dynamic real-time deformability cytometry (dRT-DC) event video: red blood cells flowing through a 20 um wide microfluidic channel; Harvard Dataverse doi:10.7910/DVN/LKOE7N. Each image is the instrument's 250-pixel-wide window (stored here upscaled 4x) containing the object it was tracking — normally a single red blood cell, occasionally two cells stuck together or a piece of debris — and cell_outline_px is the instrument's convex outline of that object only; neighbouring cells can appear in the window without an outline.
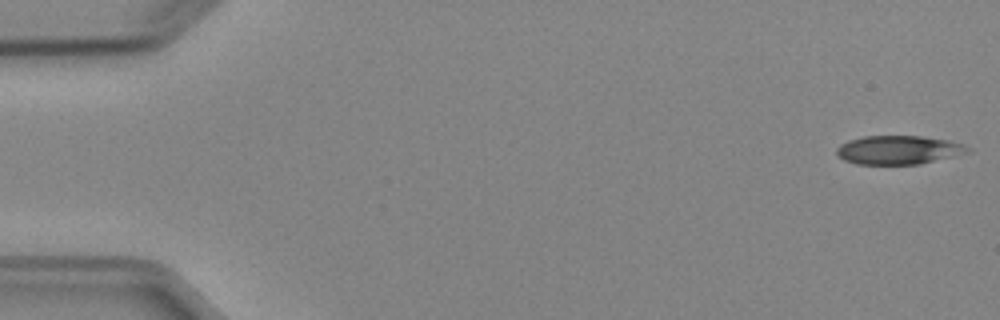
{"species": "Egyptian fruit bat (a non-hibernating species)", "species_latin": "Rousettus aegyptiacus", "temperature_condition": "cold", "stored_images_in_passage": 51, "camera_frame_rate_fps": 3000, "um_per_image_px": 0.085, "animal": {"sex": "female"}, "frame": {"image": 1, "passage_image": 1, "time_ms": 0.0, "image_size_px": [1000, 320], "cell_outline_px": [[972, 152], [920, 164], [856, 164], [844, 160], [836, 156], [836, 148], [840, 144], [848, 140], [864, 136], [924, 136], [948, 140], [964, 144], [972, 148]], "centroid_in_image_um": [76.39, 12.74], "position_along_channel_um": 8.6, "area_um2": 22.25}}
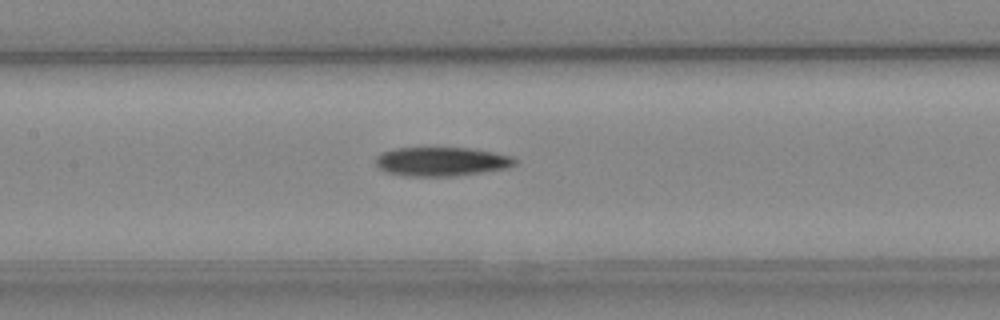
{"frame": {"image": 2, "passage_image": 24, "time_ms": 7.667, "image_size_px": [1000, 320], "cell_outline_px": [[520, 160], [516, 164], [508, 168], [452, 176], [412, 176], [388, 172], [380, 168], [376, 164], [376, 156], [380, 152], [396, 148], [472, 148], [512, 156]], "centroid_in_image_um": [37.56, 13.72], "position_along_channel_um": 169.8, "area_um2": 23.41}}
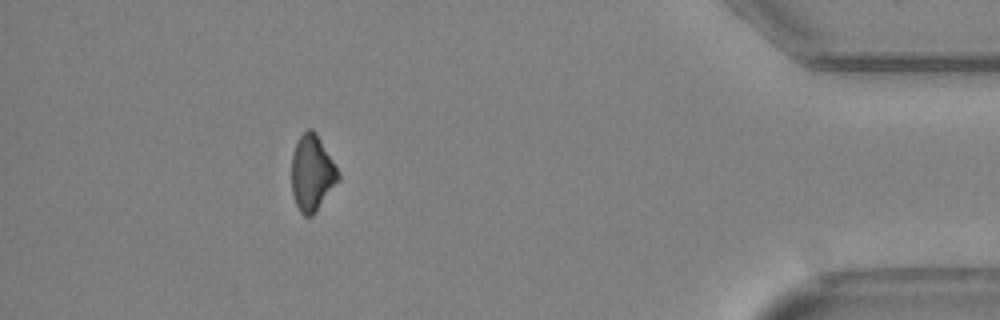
{"frame": {"image": 3, "passage_image": 46, "time_ms": 15.0, "image_size_px": [1000, 320], "cell_outline_px": [[340, 180], [316, 212], [312, 216], [304, 216], [300, 212], [296, 204], [292, 192], [292, 152], [296, 140], [308, 128], [312, 128], [316, 132], [336, 168], [340, 176]], "centroid_in_image_um": [26.51, 14.72], "position_along_channel_um": 408.7, "area_um2": 20.63}, "authors_computed_cell_mechanics": {"area_um2": 23.12, "velocity_mm_per_s": 3.9558, "shape_relaxation_time_tau1_ms": 8.4093, "shape_relaxation_time_tau2_ms": null, "deformation_change_tau1": 0.164, "deformation_change_tau2": null}}